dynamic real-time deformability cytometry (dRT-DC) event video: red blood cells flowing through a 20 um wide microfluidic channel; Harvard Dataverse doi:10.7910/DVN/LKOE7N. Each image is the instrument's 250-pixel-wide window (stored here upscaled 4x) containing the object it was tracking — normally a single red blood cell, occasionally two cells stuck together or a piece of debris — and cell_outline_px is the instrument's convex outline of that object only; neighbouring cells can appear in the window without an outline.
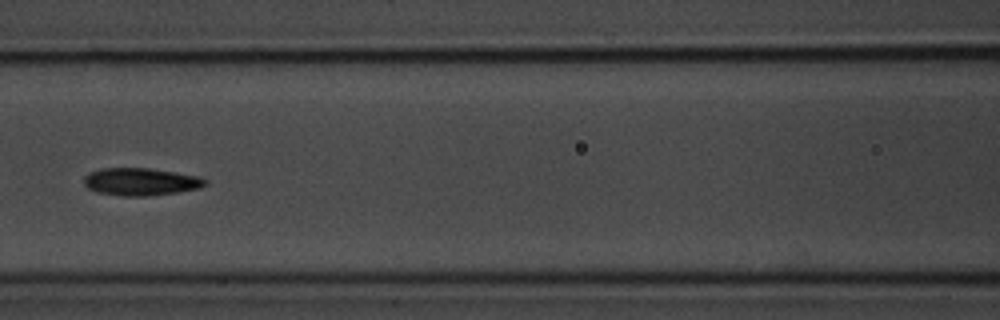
{"species": "common noctule bat (a hibernating species)", "species_latin": "Nyctalus noctula", "temperature_condition": "room temperature", "stored_images_in_passage": 9, "camera_frame_rate_fps": 3000, "um_per_image_px": 0.085, "animal": {"sex": "male", "body_mass_g": 20.1, "forearm_length_mm": 53.5}, "frame": {"image": 1, "passage_image": 6, "time_ms": 6.667, "image_size_px": [1000, 320], "cell_outline_px": [[208, 184], [200, 188], [176, 192], [148, 196], [124, 196], [96, 192], [88, 188], [84, 184], [84, 176], [88, 172], [100, 168], [148, 168], [200, 176], [208, 180]], "centroid_in_image_um": [11.96, 15.44], "position_along_channel_um": 154.6, "area_um2": 19.59}}
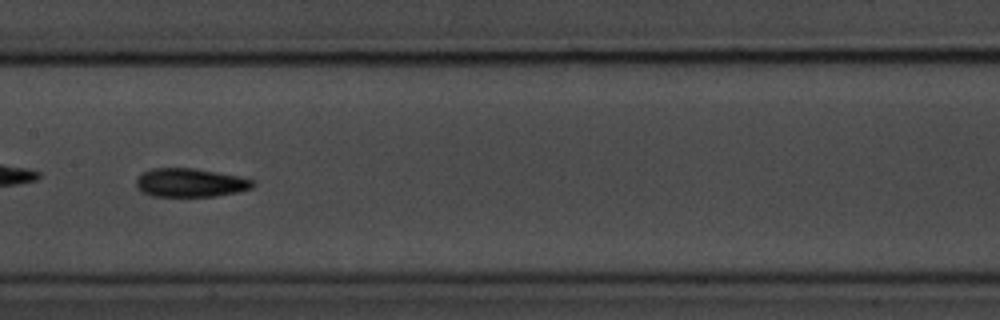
{"frame": {"image": 2, "passage_image": 7, "time_ms": 7.667, "image_size_px": [1000, 320], "cell_outline_px": [[256, 184], [252, 188], [240, 192], [216, 196], [152, 196], [136, 188], [136, 176], [152, 168], [192, 168], [216, 172], [236, 176], [252, 180]], "centroid_in_image_um": [16.15, 15.53], "position_along_channel_um": 191.2, "area_um2": 19.42}}